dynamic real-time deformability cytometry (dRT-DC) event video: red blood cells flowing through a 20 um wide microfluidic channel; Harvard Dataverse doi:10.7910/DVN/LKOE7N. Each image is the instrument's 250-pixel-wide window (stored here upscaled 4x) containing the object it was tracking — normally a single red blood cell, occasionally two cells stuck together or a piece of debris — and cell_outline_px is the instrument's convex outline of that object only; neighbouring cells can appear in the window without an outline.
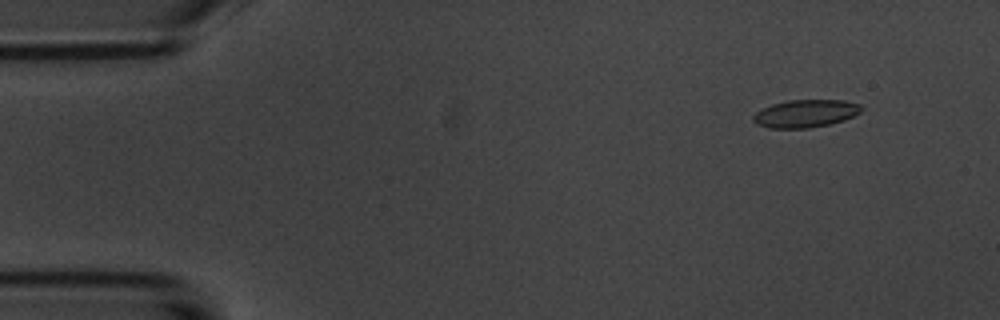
{"species": "common noctule bat (a hibernating species)", "species_latin": "Nyctalus noctula", "temperature_condition": "room temperature", "stored_images_in_passage": 4, "camera_frame_rate_fps": 3000, "um_per_image_px": 0.085, "animal": {"sex": "male", "body_mass_g": 20.1, "forearm_length_mm": 53.5}, "frame": {"image": 1, "passage_image": 2, "time_ms": 1.0, "image_size_px": [1000, 320], "cell_outline_px": [[864, 108], [860, 112], [844, 120], [828, 124], [808, 128], [768, 128], [756, 124], [752, 120], [752, 116], [756, 112], [772, 104], [788, 100], [844, 100], [860, 104]], "centroid_in_image_um": [68.46, 9.65], "position_along_channel_um": 16.5, "area_um2": 17.46}}